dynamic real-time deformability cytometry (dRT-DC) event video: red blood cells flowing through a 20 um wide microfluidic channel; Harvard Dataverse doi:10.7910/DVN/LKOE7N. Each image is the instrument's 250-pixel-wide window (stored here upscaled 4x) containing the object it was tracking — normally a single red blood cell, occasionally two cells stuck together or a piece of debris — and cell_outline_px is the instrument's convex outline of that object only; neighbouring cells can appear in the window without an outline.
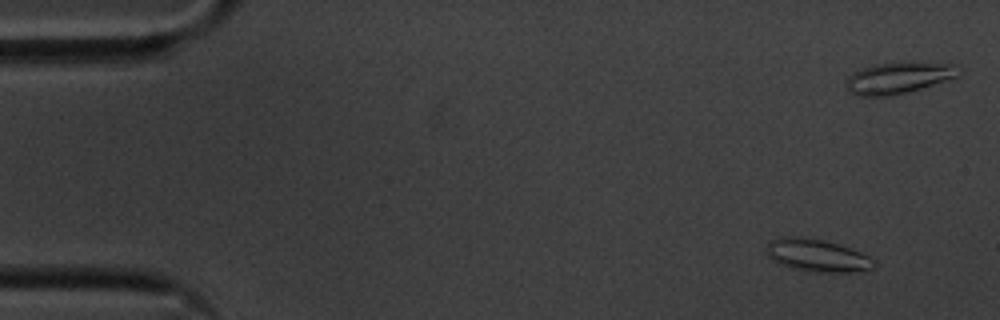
{"species": "common noctule bat (a hibernating species)", "species_latin": "Nyctalus noctula", "temperature_condition": "cold", "stored_images_in_passage": 15, "camera_frame_rate_fps": 3000, "um_per_image_px": 0.085, "animal": {"sex": "male", "body_mass_g": 20.1, "forearm_length_mm": 53.5}, "frame": {"image": 1, "passage_image": 4, "time_ms": 1.0, "image_size_px": [1000, 320], "cell_outline_px": [[876, 264], [872, 268], [852, 272], [820, 272], [792, 268], [780, 264], [768, 256], [768, 244], [772, 240], [780, 236], [792, 236], [820, 240], [836, 244], [860, 252], [868, 256]], "centroid_in_image_um": [69.44, 21.72], "position_along_channel_um": 15.6, "area_um2": 19.77}}
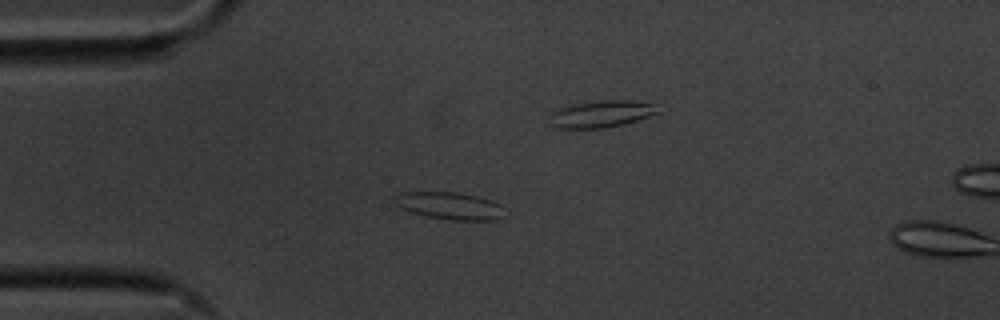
{"frame": {"image": 2, "passage_image": 14, "time_ms": 4.333, "image_size_px": [1000, 320], "cell_outline_px": [[504, 216], [496, 220], [452, 220], [424, 216], [400, 208], [396, 204], [392, 196], [404, 192], [456, 192], [476, 196], [492, 200], [500, 204]], "centroid_in_image_um": [38.2, 17.49], "position_along_channel_um": 46.8, "area_um2": 17.51}}